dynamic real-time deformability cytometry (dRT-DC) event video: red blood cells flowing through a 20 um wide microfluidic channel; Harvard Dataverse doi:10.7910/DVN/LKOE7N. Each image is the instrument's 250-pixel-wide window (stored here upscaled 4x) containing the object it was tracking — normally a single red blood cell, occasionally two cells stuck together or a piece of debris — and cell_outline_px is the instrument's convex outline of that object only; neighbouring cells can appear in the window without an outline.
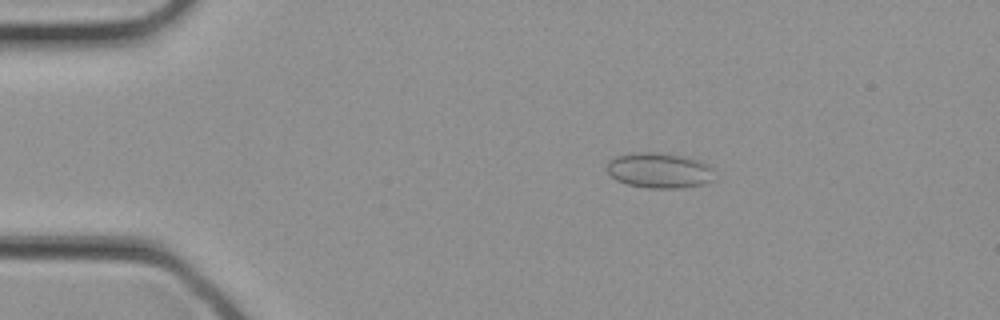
{"species": "common noctule bat (a hibernating species)", "species_latin": "Nyctalus noctula", "temperature_condition": "cold", "stored_images_in_passage": 12, "camera_frame_rate_fps": 3000, "um_per_image_px": 0.085, "animal": {"sex": "female", "body_mass_g": 21.9}, "frame": {"image": 1, "passage_image": 6, "time_ms": 1.667, "image_size_px": [1000, 320], "cell_outline_px": [[716, 180], [704, 184], [680, 188], [648, 188], [628, 184], [616, 180], [604, 168], [608, 160], [616, 156], [636, 152], [656, 152], [680, 156], [696, 160], [708, 164], [712, 168]], "centroid_in_image_um": [56.03, 14.49], "position_along_channel_um": 29.0, "area_um2": 22.31}}
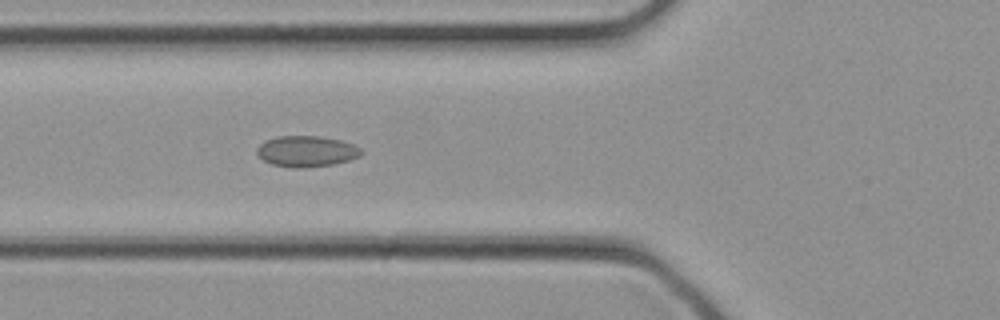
{"frame": {"image": 2, "passage_image": 12, "time_ms": 3.667, "image_size_px": [1000, 320], "cell_outline_px": [[364, 152], [360, 156], [348, 160], [332, 164], [300, 168], [292, 168], [272, 164], [264, 160], [256, 152], [256, 148], [264, 140], [276, 136], [320, 136], [340, 140], [356, 144]], "centroid_in_image_um": [26.06, 12.85], "position_along_channel_um": 99.7, "area_um2": 18.9}}